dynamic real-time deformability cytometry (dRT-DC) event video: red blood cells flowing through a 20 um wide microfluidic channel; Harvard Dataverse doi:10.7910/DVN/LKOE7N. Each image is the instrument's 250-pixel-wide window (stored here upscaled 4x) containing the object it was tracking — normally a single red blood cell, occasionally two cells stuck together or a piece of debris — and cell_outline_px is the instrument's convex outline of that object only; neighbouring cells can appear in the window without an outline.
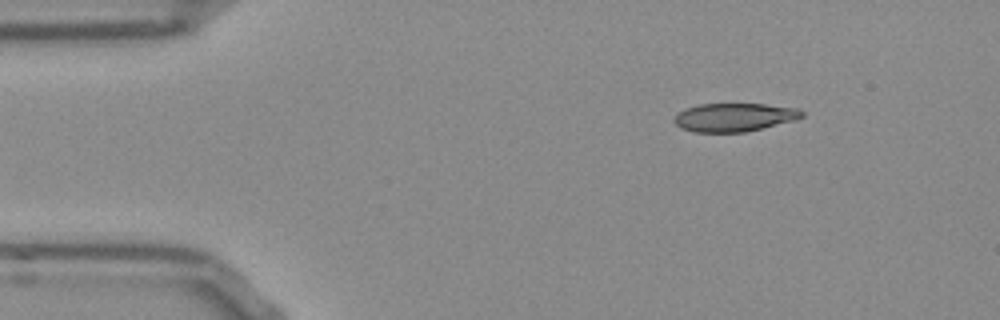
{"species": "Egyptian fruit bat (a non-hibernating species)", "species_latin": "Rousettus aegyptiacus", "temperature_condition": "room temperature", "stored_images_in_passage": 47, "camera_frame_rate_fps": 3000, "um_per_image_px": 0.085, "frame": {"image": 1, "passage_image": 1, "time_ms": 0.0, "image_size_px": [1000, 320], "cell_outline_px": [[804, 116], [792, 120], [744, 132], [696, 132], [680, 128], [672, 120], [684, 108], [700, 104], [764, 104], [800, 108], [804, 112]], "centroid_in_image_um": [62.39, 9.96], "position_along_channel_um": 22.6, "area_um2": 20.92}}
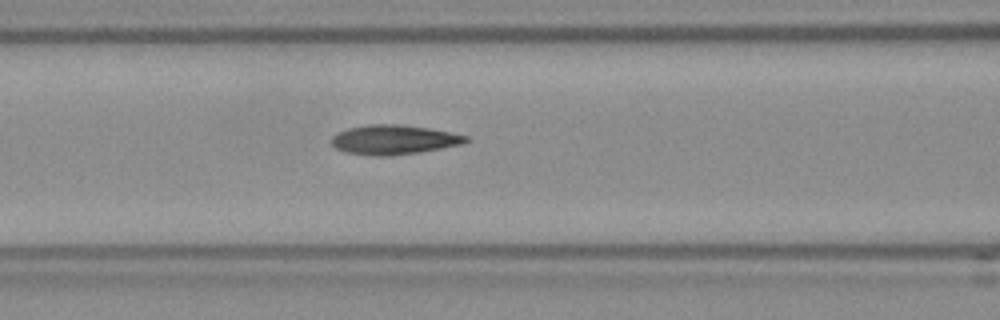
{"frame": {"image": 2, "passage_image": 15, "time_ms": 4.667, "image_size_px": [1000, 320], "cell_outline_px": [[472, 140], [460, 144], [440, 148], [416, 152], [388, 156], [372, 156], [344, 152], [336, 148], [332, 144], [332, 136], [336, 132], [348, 128], [368, 124], [400, 124], [428, 128], [468, 136]], "centroid_in_image_um": [33.43, 11.87], "position_along_channel_um": 133.2, "area_um2": 23.0}}
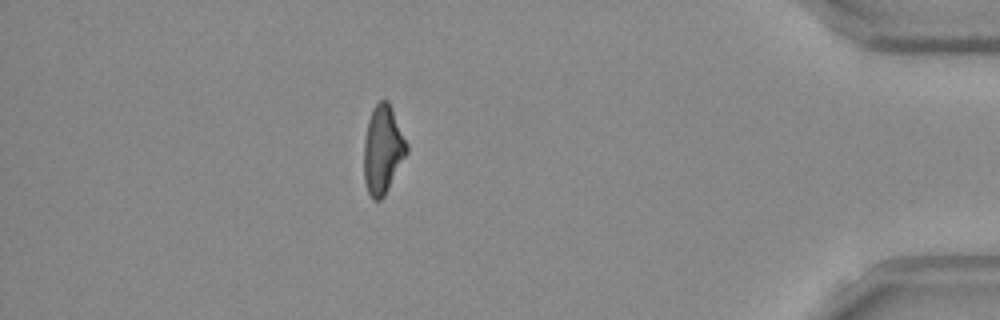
{"frame": {"image": 3, "passage_image": 40, "time_ms": 13.0, "image_size_px": [1000, 320], "cell_outline_px": [[408, 152], [384, 196], [380, 200], [372, 200], [368, 192], [364, 180], [364, 140], [368, 120], [372, 108], [380, 100], [388, 100], [392, 108], [408, 144]], "centroid_in_image_um": [32.53, 12.71], "position_along_channel_um": 402.7, "area_um2": 22.08}, "authors_computed_cell_mechanics": {"area_um2": 22.3108, "velocity_mm_per_s": 3.8114, "shape_relaxation_time_tau1_ms": null, "shape_relaxation_time_tau2_ms": 3.9913, "deformation_change_tau1": null, "deformation_change_tau2": 0.1183}}